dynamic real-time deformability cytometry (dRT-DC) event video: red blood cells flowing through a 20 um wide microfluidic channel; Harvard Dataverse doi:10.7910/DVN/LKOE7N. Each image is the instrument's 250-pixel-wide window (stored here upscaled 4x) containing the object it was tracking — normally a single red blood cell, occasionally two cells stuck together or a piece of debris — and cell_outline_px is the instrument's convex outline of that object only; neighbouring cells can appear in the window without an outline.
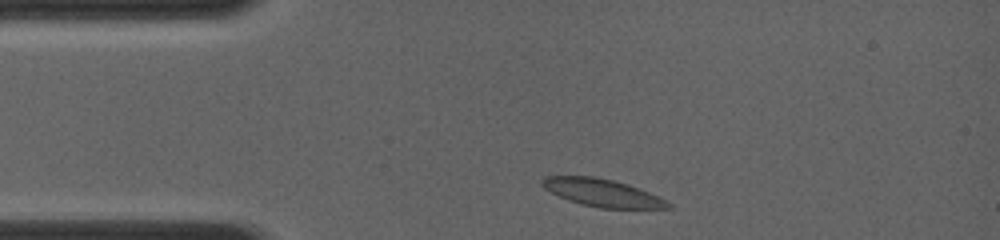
{"species": "common noctule bat (a hibernating species)", "species_latin": "Nyctalus noctula", "temperature_condition": "room temperature", "stored_images_in_passage": 21, "camera_frame_rate_fps": 4000, "um_per_image_px": 0.085, "animal": {"sex": "female", "body_mass_g": 19.0, "forearm_length_mm": 56.7}, "frame": {"image": 1, "passage_image": 2, "time_ms": 0.25, "image_size_px": [1000, 240], "cell_outline_px": [[672, 208], [600, 208], [568, 200], [544, 188], [540, 184], [540, 180], [544, 176], [596, 176], [628, 184], [660, 196], [672, 204]], "centroid_in_image_um": [51.21, 16.37], "position_along_channel_um": 33.8, "area_um2": 20.23}}
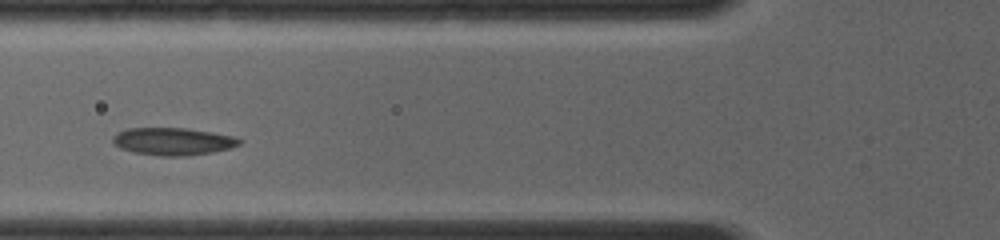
{"frame": {"image": 2, "passage_image": 10, "time_ms": 2.75, "image_size_px": [1000, 240], "cell_outline_px": [[244, 140], [240, 144], [228, 148], [212, 152], [184, 156], [160, 156], [132, 152], [120, 148], [112, 140], [112, 136], [116, 132], [128, 128], [188, 128], [236, 136]], "centroid_in_image_um": [14.7, 12.01], "position_along_channel_um": 111.1, "area_um2": 20.4}}
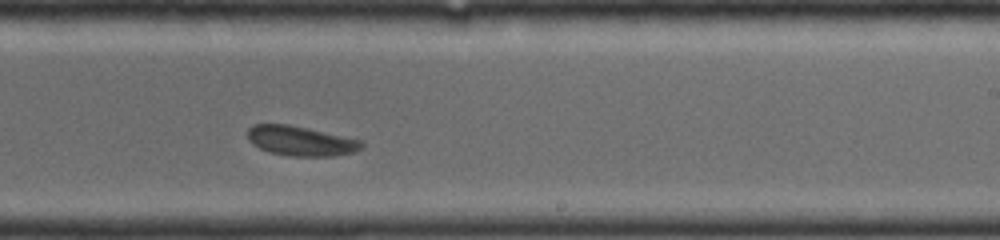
{"frame": {"image": 3, "passage_image": 21, "time_ms": 6.25, "image_size_px": [1000, 240], "cell_outline_px": [[364, 148], [356, 152], [336, 156], [292, 156], [268, 152], [252, 144], [248, 140], [248, 128], [252, 124], [288, 124], [308, 128], [360, 140], [364, 144]], "centroid_in_image_um": [25.57, 11.98], "position_along_channel_um": 263.4, "area_um2": 19.88}}